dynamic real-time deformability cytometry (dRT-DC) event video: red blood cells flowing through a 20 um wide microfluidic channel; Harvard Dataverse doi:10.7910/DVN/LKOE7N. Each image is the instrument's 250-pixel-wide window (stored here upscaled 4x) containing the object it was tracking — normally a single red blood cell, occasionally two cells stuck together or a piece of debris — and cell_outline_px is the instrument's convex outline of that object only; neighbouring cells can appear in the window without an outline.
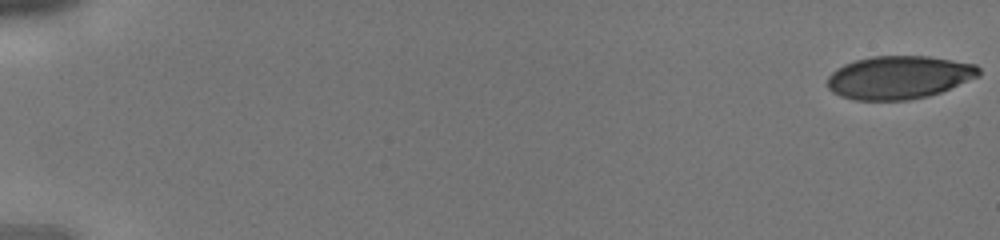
{"species": "human", "species_latin": "Homo sapiens", "temperature_condition": "cold", "stored_images_in_passage": 42, "camera_frame_rate_fps": 3000, "um_per_image_px": 0.085, "donor": {"sex": "male"}, "frame": {"image": 1, "passage_image": 1, "time_ms": 0.0, "image_size_px": [1000, 240], "cell_outline_px": [[980, 72], [936, 92], [916, 96], [848, 96], [832, 88], [828, 84], [828, 80], [836, 72], [852, 64], [864, 60], [888, 56], [904, 56], [940, 60], [968, 64], [976, 68]], "centroid_in_image_um": [76.42, 6.51], "position_along_channel_um": 8.6, "area_um2": 32.31}}
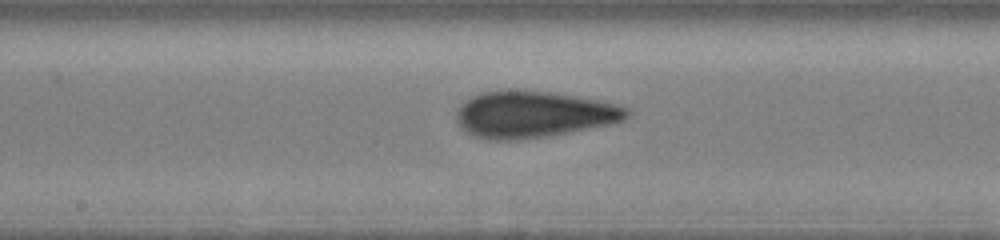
{"frame": {"image": 2, "passage_image": 24, "time_ms": 7.667, "image_size_px": [1000, 240], "cell_outline_px": [[620, 116], [604, 120], [556, 128], [528, 132], [488, 132], [476, 128], [464, 116], [464, 112], [476, 100], [488, 96], [540, 96], [568, 100], [592, 104], [612, 108], [620, 112]], "centroid_in_image_um": [45.28, 9.65], "position_along_channel_um": 202.9, "area_um2": 30.0}}
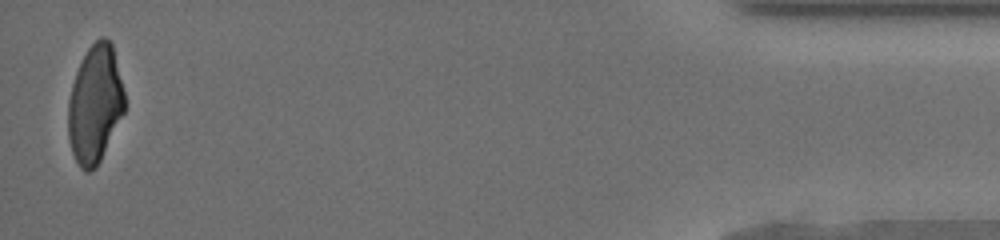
{"frame": {"image": 3, "passage_image": 42, "time_ms": 13.667, "image_size_px": [1000, 240], "cell_outline_px": [[124, 112], [96, 164], [92, 168], [84, 168], [80, 164], [72, 148], [72, 92], [80, 68], [88, 52], [100, 40], [108, 40], [112, 48], [124, 96]], "centroid_in_image_um": [8.16, 8.85], "position_along_channel_um": 427.0, "area_um2": 34.33}}